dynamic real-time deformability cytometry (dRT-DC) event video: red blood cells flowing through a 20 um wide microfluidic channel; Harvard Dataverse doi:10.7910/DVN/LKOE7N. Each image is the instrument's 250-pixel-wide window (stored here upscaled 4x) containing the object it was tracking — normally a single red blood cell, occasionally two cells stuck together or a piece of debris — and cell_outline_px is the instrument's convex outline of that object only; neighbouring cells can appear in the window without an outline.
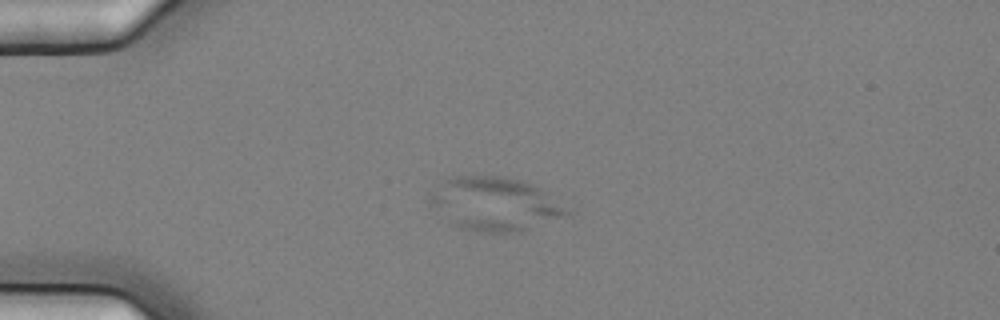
{"species": "common noctule bat (a hibernating species)", "species_latin": "Nyctalus noctula", "temperature_condition": "cold", "stored_images_in_passage": 4, "camera_frame_rate_fps": 3000, "um_per_image_px": 0.085, "animal": {"sex": "female", "body_mass_g": 25.1}, "frame": {"image": 1, "passage_image": 3, "time_ms": 0.667, "image_size_px": [1000, 320], "cell_outline_px": [[572, 212], [564, 216], [520, 232], [476, 232], [456, 228], [448, 224], [428, 200], [444, 180], [448, 176], [500, 176], [524, 180], [532, 184], [544, 192]], "centroid_in_image_um": [42.01, 17.35], "position_along_channel_um": 43.0, "area_um2": 42.48}}